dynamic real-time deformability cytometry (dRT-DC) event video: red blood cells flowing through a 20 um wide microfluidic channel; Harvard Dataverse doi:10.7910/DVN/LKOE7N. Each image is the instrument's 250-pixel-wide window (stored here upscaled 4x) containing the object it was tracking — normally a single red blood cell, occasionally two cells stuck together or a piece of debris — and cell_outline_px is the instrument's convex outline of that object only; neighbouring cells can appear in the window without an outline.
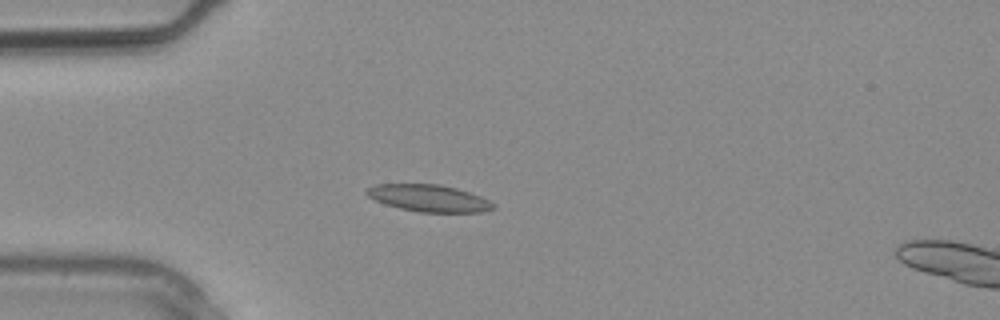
{"species": "common noctule bat (a hibernating species)", "species_latin": "Nyctalus noctula", "temperature_condition": "warm", "stored_images_in_passage": 4, "camera_frame_rate_fps": 3000, "um_per_image_px": 0.085, "animal": {"sex": "male", "body_mass_g": 20.4}, "frame": {"image": 1, "passage_image": 3, "time_ms": 0.667, "image_size_px": [1000, 320], "cell_outline_px": [[496, 208], [484, 212], [420, 212], [400, 208], [384, 204], [368, 196], [364, 192], [368, 188], [376, 184], [440, 184], [456, 188], [480, 196], [496, 204]], "centroid_in_image_um": [36.47, 16.85], "position_along_channel_um": 48.5, "area_um2": 19.88}}